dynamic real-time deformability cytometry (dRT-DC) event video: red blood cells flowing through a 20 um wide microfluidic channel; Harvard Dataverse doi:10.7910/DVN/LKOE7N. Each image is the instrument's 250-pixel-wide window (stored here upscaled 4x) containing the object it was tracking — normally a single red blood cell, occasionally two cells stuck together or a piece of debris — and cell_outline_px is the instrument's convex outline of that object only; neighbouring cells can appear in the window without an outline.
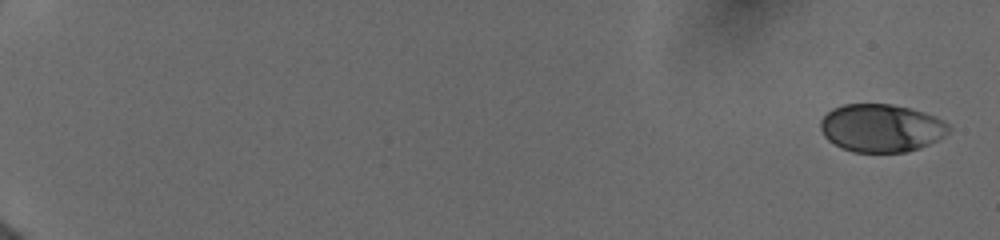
{"species": "human", "species_latin": "Homo sapiens", "temperature_condition": "cold", "stored_images_in_passage": 20, "camera_frame_rate_fps": 3000, "um_per_image_px": 0.085, "donor": {"sex": "female"}, "frame": {"image": 1, "passage_image": 1, "time_ms": 0.0, "image_size_px": [1000, 240], "cell_outline_px": [[952, 128], [948, 132], [936, 140], [920, 148], [904, 152], [852, 152], [840, 148], [828, 140], [824, 136], [820, 128], [820, 120], [832, 108], [844, 104], [892, 104], [924, 112], [936, 116], [944, 120]], "centroid_in_image_um": [74.89, 10.88], "position_along_channel_um": 10.1, "area_um2": 35.95}}
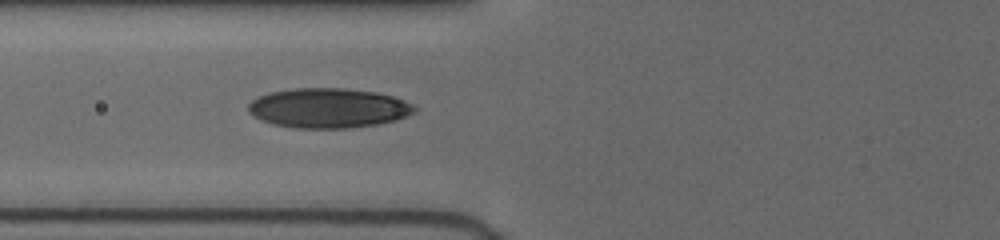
{"frame": {"image": 2, "passage_image": 15, "time_ms": 7.667, "image_size_px": [1000, 240], "cell_outline_px": [[416, 108], [412, 112], [396, 120], [376, 124], [348, 128], [296, 128], [272, 124], [260, 120], [252, 116], [248, 112], [248, 104], [252, 100], [268, 92], [292, 88], [344, 88], [376, 92], [392, 96], [404, 100], [412, 104]], "centroid_in_image_um": [27.85, 9.18], "position_along_channel_um": 98.0, "area_um2": 38.49}}
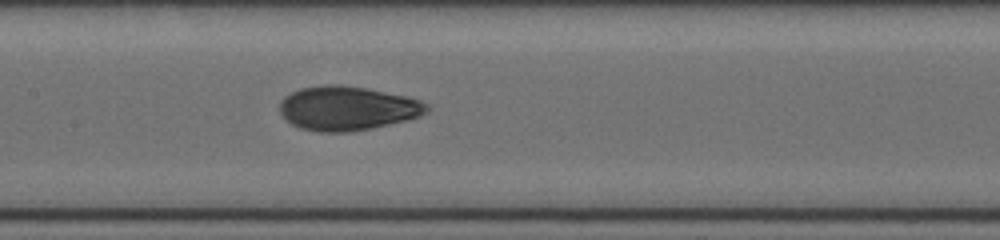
{"frame": {"image": 3, "passage_image": 20, "time_ms": 9.667, "image_size_px": [1000, 240], "cell_outline_px": [[428, 108], [420, 116], [372, 128], [348, 132], [316, 132], [300, 128], [292, 124], [280, 112], [280, 100], [284, 96], [300, 88], [324, 84], [340, 84], [364, 88], [404, 96], [420, 100], [428, 104]], "centroid_in_image_um": [29.47, 9.2], "position_along_channel_um": 177.9, "area_um2": 37.57}}